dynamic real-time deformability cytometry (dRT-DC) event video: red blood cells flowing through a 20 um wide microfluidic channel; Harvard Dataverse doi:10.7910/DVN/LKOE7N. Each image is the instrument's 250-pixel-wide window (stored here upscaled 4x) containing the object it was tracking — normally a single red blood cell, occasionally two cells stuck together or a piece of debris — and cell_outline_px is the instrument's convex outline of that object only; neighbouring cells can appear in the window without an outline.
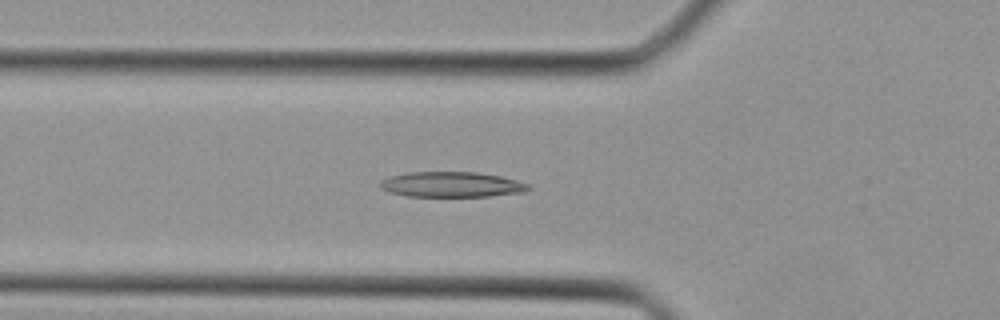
{"species": "Egyptian fruit bat (a non-hibernating species)", "species_latin": "Rousettus aegyptiacus", "temperature_condition": "cold", "stored_images_in_passage": 40, "segment_of_instrument_passage": [1, 2], "camera_frame_rate_fps": 3000, "um_per_image_px": 0.085, "animal": {"sex": "female"}, "frame": {"image": 1, "passage_image": 13, "time_ms": 4.0, "image_size_px": [1000, 320], "cell_outline_px": [[532, 188], [524, 192], [488, 196], [404, 196], [388, 192], [380, 188], [380, 180], [392, 176], [408, 172], [476, 172], [500, 176], [528, 184]], "centroid_in_image_um": [38.35, 15.68], "position_along_channel_um": 87.4, "area_um2": 21.79}}
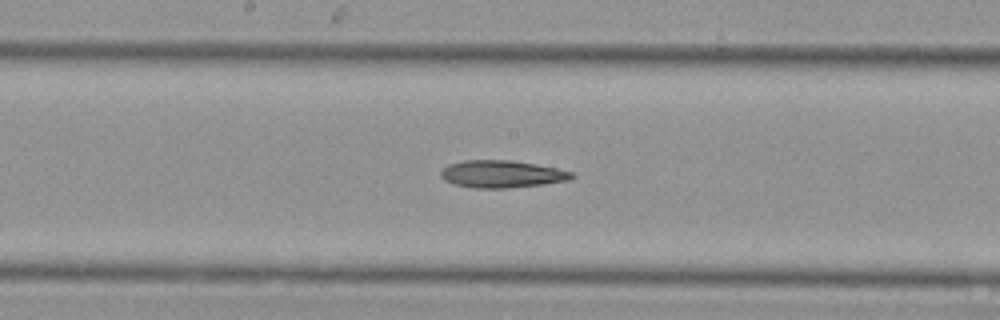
{"frame": {"image": 2, "passage_image": 20, "time_ms": 6.333, "image_size_px": [1000, 320], "cell_outline_px": [[576, 176], [572, 180], [544, 184], [508, 188], [472, 188], [452, 184], [444, 180], [440, 176], [440, 172], [448, 164], [464, 160], [512, 160], [536, 164], [556, 168], [572, 172]], "centroid_in_image_um": [42.66, 14.8], "position_along_channel_um": 205.5, "area_um2": 21.1}}
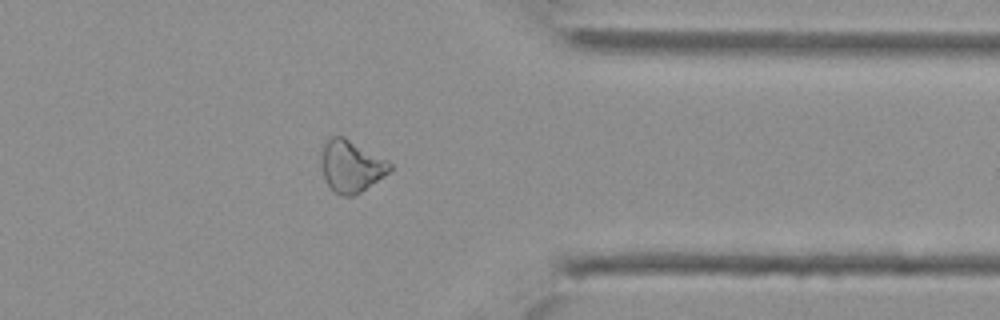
{"frame": {"image": 3, "passage_image": 31, "time_ms": 10.0, "image_size_px": [1000, 320], "cell_outline_px": [[392, 172], [356, 196], [344, 196], [336, 192], [328, 184], [324, 176], [320, 164], [320, 160], [324, 144], [332, 136], [344, 136], [388, 160], [392, 164]], "centroid_in_image_um": [29.89, 14.14], "position_along_channel_um": 381.5, "area_um2": 21.04}}